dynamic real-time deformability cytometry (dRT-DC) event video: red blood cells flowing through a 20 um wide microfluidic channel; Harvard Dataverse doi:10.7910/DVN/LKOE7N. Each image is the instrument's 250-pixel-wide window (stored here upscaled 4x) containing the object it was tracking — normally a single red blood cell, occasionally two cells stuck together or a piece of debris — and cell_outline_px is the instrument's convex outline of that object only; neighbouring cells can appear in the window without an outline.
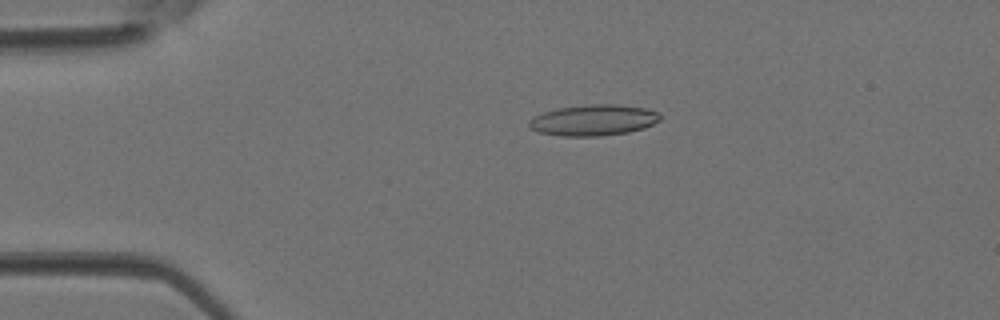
{"species": "Egyptian fruit bat (a non-hibernating species)", "species_latin": "Rousettus aegyptiacus", "temperature_condition": "room temperature", "stored_images_in_passage": 4, "camera_frame_rate_fps": 3000, "um_per_image_px": 0.085, "animal": {"sex": "female"}, "frame": {"image": 1, "passage_image": 3, "time_ms": 0.667, "image_size_px": [1000, 320], "cell_outline_px": [[660, 120], [644, 128], [628, 132], [600, 136], [560, 136], [540, 132], [532, 128], [528, 124], [528, 120], [532, 116], [544, 112], [560, 108], [592, 104], [612, 104], [644, 108], [660, 112]], "centroid_in_image_um": [50.44, 10.22], "position_along_channel_um": 34.6, "area_um2": 23.52}}